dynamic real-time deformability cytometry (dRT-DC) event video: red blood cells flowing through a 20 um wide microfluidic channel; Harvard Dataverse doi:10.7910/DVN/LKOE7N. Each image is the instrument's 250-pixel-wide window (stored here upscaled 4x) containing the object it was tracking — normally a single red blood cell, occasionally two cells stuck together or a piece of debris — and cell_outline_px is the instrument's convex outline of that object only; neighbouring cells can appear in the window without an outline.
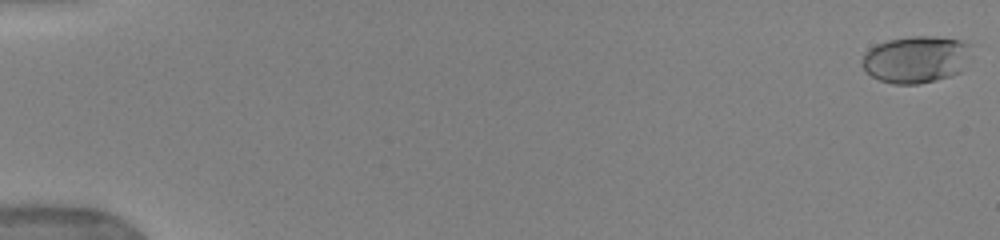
{"species": "human", "species_latin": "Homo sapiens", "temperature_condition": "warm", "stored_images_in_passage": 53, "camera_frame_rate_fps": 3000, "um_per_image_px": 0.085, "donor": {"sex": "female"}, "frame": {"image": 1, "passage_image": 1, "time_ms": 0.0, "image_size_px": [1000, 240], "cell_outline_px": [[972, 44], [960, 72], [936, 80], [916, 84], [892, 84], [880, 80], [872, 76], [860, 64], [864, 52], [876, 44], [888, 40], [912, 36], [932, 36], [960, 40]], "centroid_in_image_um": [77.81, 5.04], "position_along_channel_um": 7.2, "area_um2": 29.71}}
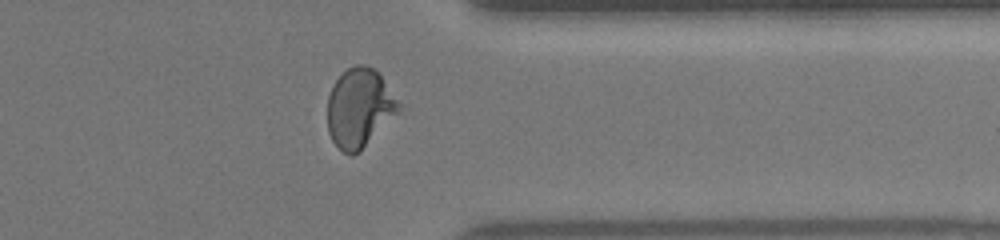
{"frame": {"image": 2, "passage_image": 43, "time_ms": 14.0, "image_size_px": [1000, 240], "cell_outline_px": [[404, 104], [400, 112], [360, 152], [352, 156], [344, 152], [332, 140], [328, 132], [328, 96], [332, 84], [348, 68], [356, 64], [364, 64], [372, 68], [380, 76]], "centroid_in_image_um": [30.6, 9.19], "position_along_channel_um": 380.8, "area_um2": 33.18}}
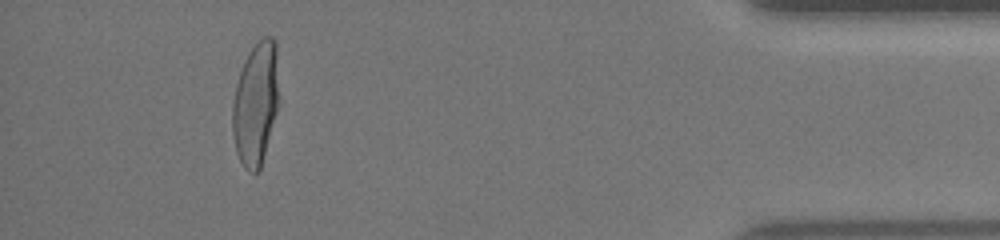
{"frame": {"image": 3, "passage_image": 49, "time_ms": 16.0, "image_size_px": [1000, 240], "cell_outline_px": [[276, 112], [260, 168], [256, 172], [252, 172], [244, 168], [236, 152], [232, 132], [232, 104], [236, 84], [244, 60], [248, 52], [264, 36], [272, 36], [276, 40]], "centroid_in_image_um": [21.68, 8.8], "position_along_channel_um": 413.5, "area_um2": 32.48}, "authors_computed_cell_mechanics": {"area_um2": 32.079, "velocity_mm_per_s": 3.9497, "shape_relaxation_time_tau1_ms": 3.9927, "shape_relaxation_time_tau2_ms": null, "deformation_change_tau1": 0.2295, "deformation_change_tau2": null}}